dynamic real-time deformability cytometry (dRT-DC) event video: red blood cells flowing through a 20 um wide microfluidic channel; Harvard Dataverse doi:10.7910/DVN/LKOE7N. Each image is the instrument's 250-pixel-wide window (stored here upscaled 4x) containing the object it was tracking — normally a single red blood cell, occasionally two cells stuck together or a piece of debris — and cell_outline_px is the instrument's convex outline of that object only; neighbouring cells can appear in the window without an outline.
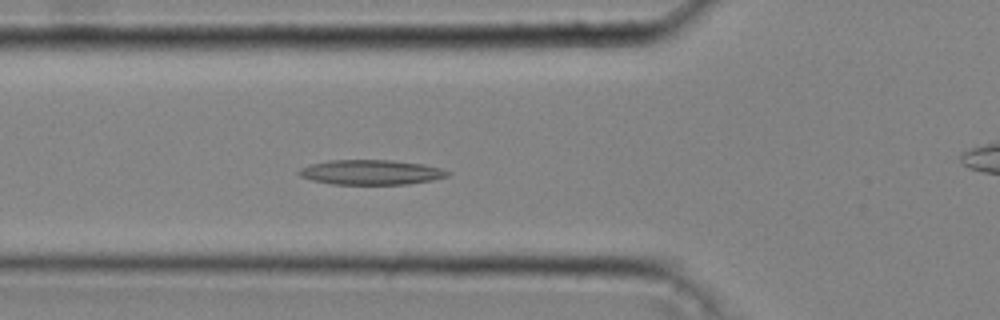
{"species": "common noctule bat (a hibernating species)", "species_latin": "Nyctalus noctula", "temperature_condition": "cold", "stored_images_in_passage": 39, "camera_frame_rate_fps": 3000, "um_per_image_px": 0.085, "animal": {"sex": "male", "body_mass_g": 20.4}, "frame": {"image": 1, "passage_image": 15, "time_ms": 4.667, "image_size_px": [1000, 320], "cell_outline_px": [[452, 172], [448, 176], [432, 180], [408, 184], [332, 184], [312, 180], [300, 176], [296, 172], [300, 168], [312, 164], [328, 160], [392, 160], [424, 164], [440, 168]], "centroid_in_image_um": [31.54, 14.64], "position_along_channel_um": 94.3, "area_um2": 21.56}}
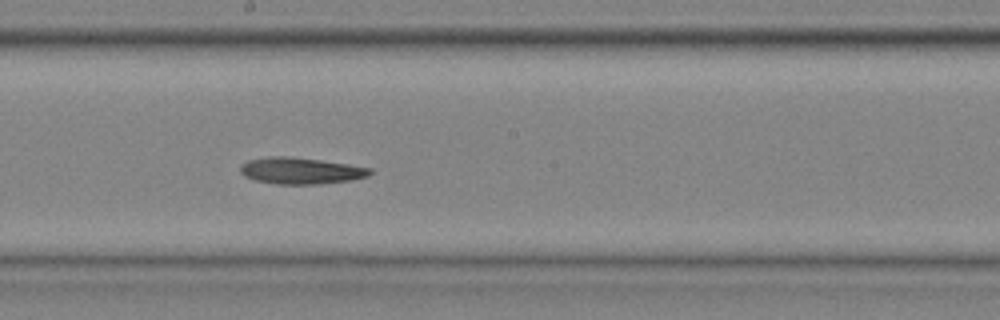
{"frame": {"image": 2, "passage_image": 24, "time_ms": 7.667, "image_size_px": [1000, 320], "cell_outline_px": [[372, 172], [368, 176], [352, 180], [320, 184], [276, 184], [256, 180], [244, 176], [240, 172], [240, 164], [248, 160], [268, 156], [288, 156], [320, 160], [348, 164], [372, 168]], "centroid_in_image_um": [25.55, 14.51], "position_along_channel_um": 222.6, "area_um2": 20.11}}
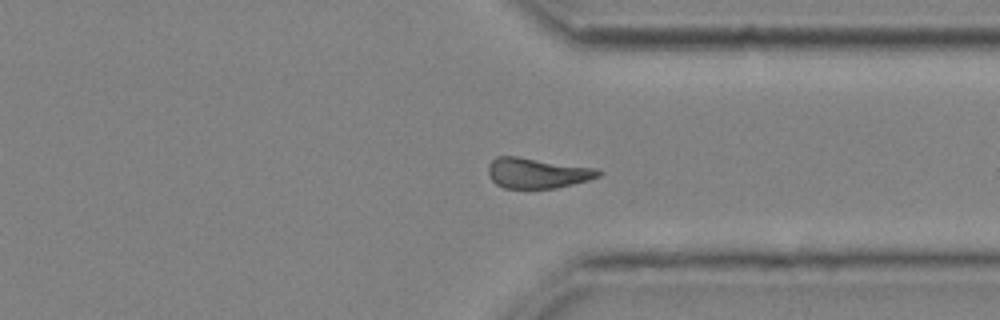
{"frame": {"image": 3, "passage_image": 34, "time_ms": 11.0, "image_size_px": [1000, 320], "cell_outline_px": [[600, 176], [588, 180], [556, 188], [504, 188], [496, 184], [492, 180], [488, 172], [488, 164], [496, 156], [516, 156], [596, 168], [600, 172]], "centroid_in_image_um": [45.63, 14.7], "position_along_channel_um": 365.8, "area_um2": 19.36}}